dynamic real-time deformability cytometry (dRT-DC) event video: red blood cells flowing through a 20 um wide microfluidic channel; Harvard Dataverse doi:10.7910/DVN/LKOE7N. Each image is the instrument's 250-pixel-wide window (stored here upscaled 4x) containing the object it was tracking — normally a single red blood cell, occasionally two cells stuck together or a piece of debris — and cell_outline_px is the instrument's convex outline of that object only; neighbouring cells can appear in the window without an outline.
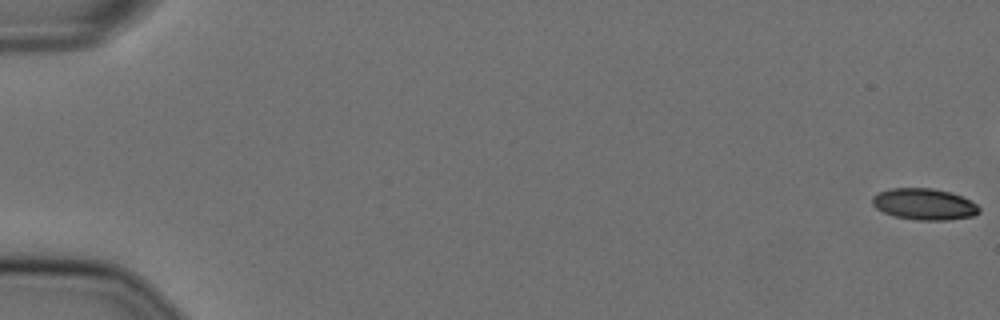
{"species": "Egyptian fruit bat (a non-hibernating species)", "species_latin": "Rousettus aegyptiacus", "temperature_condition": "cold", "stored_images_in_passage": 51, "camera_frame_rate_fps": 3000, "um_per_image_px": 0.085, "animal": {"sex": "female"}, "frame": {"image": 1, "passage_image": 1, "time_ms": 0.0, "image_size_px": [1000, 320], "cell_outline_px": [[980, 212], [972, 216], [948, 220], [916, 220], [896, 216], [884, 212], [876, 208], [872, 204], [872, 196], [880, 192], [892, 188], [932, 188], [952, 192], [976, 204], [980, 208]], "centroid_in_image_um": [78.56, 17.35], "position_along_channel_um": 6.4, "area_um2": 19.42}}
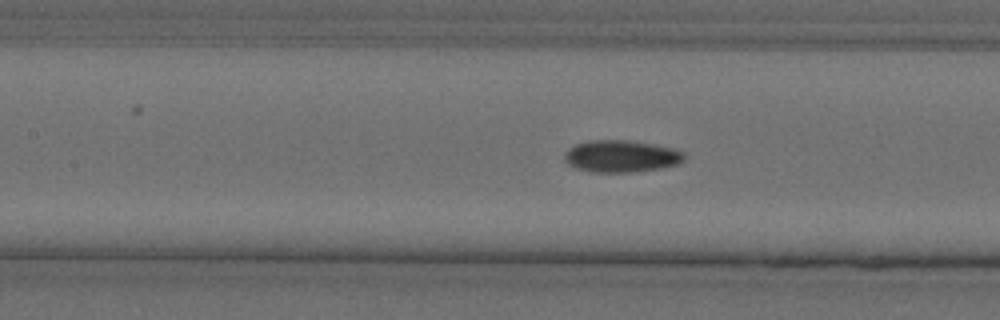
{"frame": {"image": 2, "passage_image": 27, "time_ms": 8.667, "image_size_px": [1000, 320], "cell_outline_px": [[684, 160], [676, 164], [660, 168], [632, 172], [592, 172], [576, 168], [568, 164], [564, 160], [564, 152], [568, 148], [576, 144], [592, 140], [624, 140], [672, 148], [684, 152]], "centroid_in_image_um": [52.75, 13.29], "position_along_channel_um": 154.7, "area_um2": 22.08}}
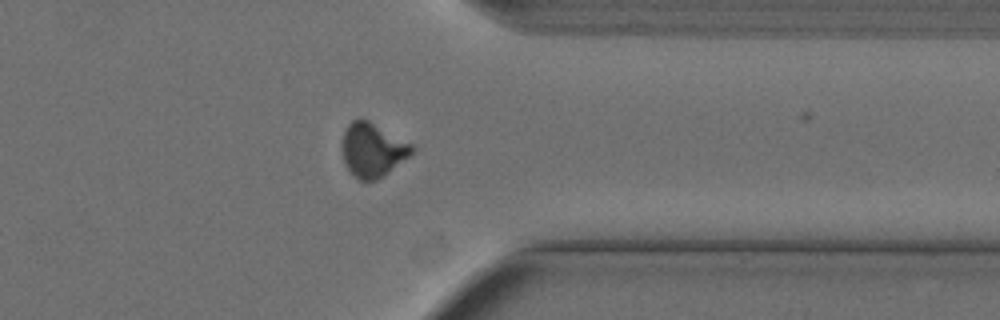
{"frame": {"image": 3, "passage_image": 46, "time_ms": 15.0, "image_size_px": [1000, 320], "cell_outline_px": [[412, 152], [408, 156], [384, 176], [376, 180], [360, 180], [344, 164], [340, 144], [344, 132], [348, 124], [352, 120], [360, 116], [368, 120], [412, 144]], "centroid_in_image_um": [31.61, 12.71], "position_along_channel_um": 379.8, "area_um2": 21.85}, "authors_computed_cell_mechanics": {"area_um2": 21.5594, "velocity_mm_per_s": 3.6364, "shape_relaxation_time_tau1_ms": 9.4989, "shape_relaxation_time_tau2_ms": 3.7877, "deformation_change_tau1": 0.1842, "deformation_change_tau2": 0.0829}}